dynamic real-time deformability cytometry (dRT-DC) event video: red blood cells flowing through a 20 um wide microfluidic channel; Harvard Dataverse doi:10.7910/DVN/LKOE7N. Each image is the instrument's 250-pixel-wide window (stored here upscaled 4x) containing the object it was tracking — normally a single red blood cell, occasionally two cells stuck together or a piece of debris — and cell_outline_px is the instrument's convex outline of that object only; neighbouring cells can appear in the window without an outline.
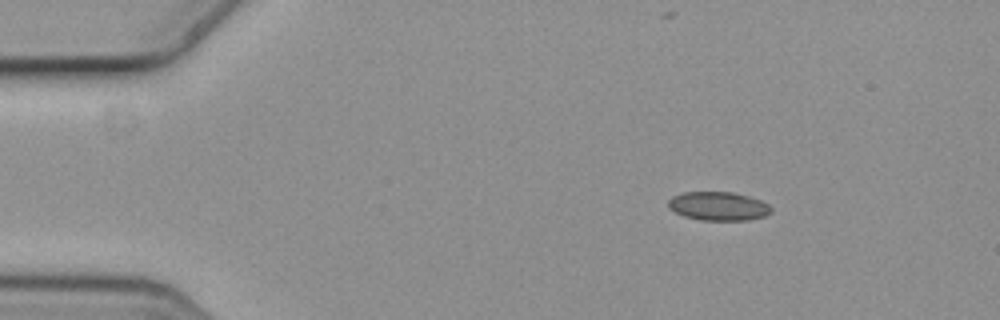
{"species": "common noctule bat (a hibernating species)", "species_latin": "Nyctalus noctula", "temperature_condition": "cold", "stored_images_in_passage": 14, "camera_frame_rate_fps": 3000, "um_per_image_px": 0.085, "animal": {"sex": "female", "body_mass_g": 19.3, "forearm_length_mm": 54.1}, "frame": {"image": 1, "passage_image": 2, "time_ms": 0.333, "image_size_px": [1000, 320], "cell_outline_px": [[772, 212], [764, 216], [748, 220], [700, 220], [684, 216], [668, 208], [668, 200], [672, 196], [684, 192], [732, 192], [760, 200], [768, 204], [772, 208]], "centroid_in_image_um": [61.05, 17.52], "position_along_channel_um": 24.0, "area_um2": 17.17}}
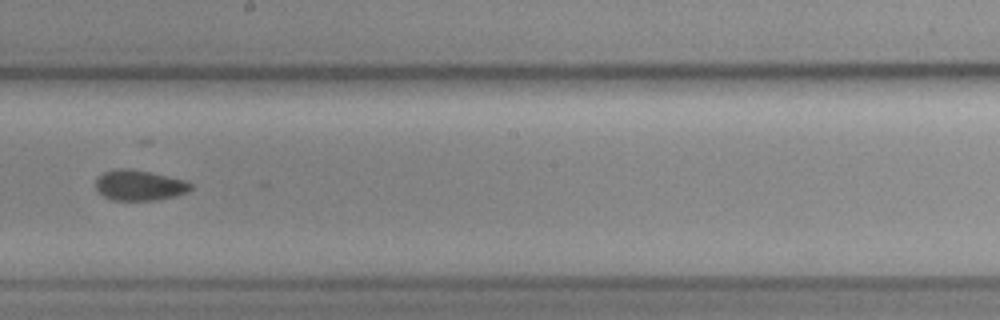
{"frame": {"image": 2, "passage_image": 8, "time_ms": 2.333, "image_size_px": [1000, 320], "cell_outline_px": [[192, 188], [188, 192], [176, 196], [156, 200], [112, 200], [104, 196], [96, 188], [96, 180], [104, 172], [116, 168], [128, 168], [168, 176], [184, 180], [192, 184]], "centroid_in_image_um": [11.86, 15.75], "position_along_channel_um": 236.3, "area_um2": 16.76}}
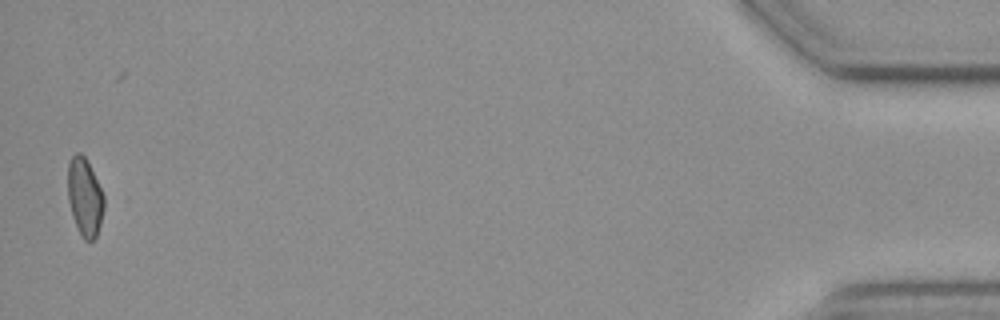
{"frame": {"image": 3, "passage_image": 14, "time_ms": 4.333, "image_size_px": [1000, 320], "cell_outline_px": [[104, 208], [100, 224], [96, 236], [92, 240], [84, 240], [80, 236], [72, 216], [68, 200], [68, 164], [72, 156], [76, 152], [80, 152], [84, 156], [104, 196]], "centroid_in_image_um": [7.18, 16.78], "position_along_channel_um": 428.0, "area_um2": 16.24}}